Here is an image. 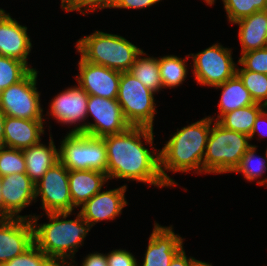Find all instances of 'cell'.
I'll return each instance as SVG.
<instances>
[{"instance_id":"1","label":"cell","mask_w":267,"mask_h":266,"mask_svg":"<svg viewBox=\"0 0 267 266\" xmlns=\"http://www.w3.org/2000/svg\"><path fill=\"white\" fill-rule=\"evenodd\" d=\"M153 129L130 126L124 132L102 137L107 149L108 180L127 179L159 188L169 187L160 173L159 149H154ZM145 144L151 145L152 151Z\"/></svg>"},{"instance_id":"2","label":"cell","mask_w":267,"mask_h":266,"mask_svg":"<svg viewBox=\"0 0 267 266\" xmlns=\"http://www.w3.org/2000/svg\"><path fill=\"white\" fill-rule=\"evenodd\" d=\"M72 212L46 213L48 223L38 224L42 215H24L33 225L34 244L54 262H73L77 249L83 245L93 227L80 212L75 219L65 220ZM68 259V260H67ZM71 259V260H70Z\"/></svg>"},{"instance_id":"3","label":"cell","mask_w":267,"mask_h":266,"mask_svg":"<svg viewBox=\"0 0 267 266\" xmlns=\"http://www.w3.org/2000/svg\"><path fill=\"white\" fill-rule=\"evenodd\" d=\"M211 131V116L182 127L169 138L162 150H159L160 173L169 186H177L166 171L203 174V159L208 137Z\"/></svg>"},{"instance_id":"4","label":"cell","mask_w":267,"mask_h":266,"mask_svg":"<svg viewBox=\"0 0 267 266\" xmlns=\"http://www.w3.org/2000/svg\"><path fill=\"white\" fill-rule=\"evenodd\" d=\"M75 45L85 61L121 73L129 72L137 56L143 51L120 35L99 30L78 39Z\"/></svg>"},{"instance_id":"5","label":"cell","mask_w":267,"mask_h":266,"mask_svg":"<svg viewBox=\"0 0 267 266\" xmlns=\"http://www.w3.org/2000/svg\"><path fill=\"white\" fill-rule=\"evenodd\" d=\"M211 119V131L208 137L203 159V173H231L239 165L241 157L252 146L250 137L228 130Z\"/></svg>"},{"instance_id":"6","label":"cell","mask_w":267,"mask_h":266,"mask_svg":"<svg viewBox=\"0 0 267 266\" xmlns=\"http://www.w3.org/2000/svg\"><path fill=\"white\" fill-rule=\"evenodd\" d=\"M58 148L59 161L68 170H95L106 173V144L101 137L68 133Z\"/></svg>"},{"instance_id":"7","label":"cell","mask_w":267,"mask_h":266,"mask_svg":"<svg viewBox=\"0 0 267 266\" xmlns=\"http://www.w3.org/2000/svg\"><path fill=\"white\" fill-rule=\"evenodd\" d=\"M155 94L131 73H121L117 101L131 126L154 128Z\"/></svg>"},{"instance_id":"8","label":"cell","mask_w":267,"mask_h":266,"mask_svg":"<svg viewBox=\"0 0 267 266\" xmlns=\"http://www.w3.org/2000/svg\"><path fill=\"white\" fill-rule=\"evenodd\" d=\"M36 69L31 70L18 83L0 91V110L9 117L28 120H46L38 92Z\"/></svg>"},{"instance_id":"9","label":"cell","mask_w":267,"mask_h":266,"mask_svg":"<svg viewBox=\"0 0 267 266\" xmlns=\"http://www.w3.org/2000/svg\"><path fill=\"white\" fill-rule=\"evenodd\" d=\"M189 56L193 59L195 81L202 86H218L236 74L237 64L233 61L231 48L223 47L220 43Z\"/></svg>"},{"instance_id":"10","label":"cell","mask_w":267,"mask_h":266,"mask_svg":"<svg viewBox=\"0 0 267 266\" xmlns=\"http://www.w3.org/2000/svg\"><path fill=\"white\" fill-rule=\"evenodd\" d=\"M69 170L56 162L35 184V199L41 196V205L46 213L73 212L69 189Z\"/></svg>"},{"instance_id":"11","label":"cell","mask_w":267,"mask_h":266,"mask_svg":"<svg viewBox=\"0 0 267 266\" xmlns=\"http://www.w3.org/2000/svg\"><path fill=\"white\" fill-rule=\"evenodd\" d=\"M93 117L94 123H84V134L105 137L124 132L131 125L125 119L117 99H107L89 95L87 118Z\"/></svg>"},{"instance_id":"12","label":"cell","mask_w":267,"mask_h":266,"mask_svg":"<svg viewBox=\"0 0 267 266\" xmlns=\"http://www.w3.org/2000/svg\"><path fill=\"white\" fill-rule=\"evenodd\" d=\"M88 100V93L79 85L69 87L52 99L50 111L47 112V115L52 116V118L54 117L57 120L56 122L63 125L76 124L77 126L69 131V133L84 134V123L80 124V122L87 120Z\"/></svg>"},{"instance_id":"13","label":"cell","mask_w":267,"mask_h":266,"mask_svg":"<svg viewBox=\"0 0 267 266\" xmlns=\"http://www.w3.org/2000/svg\"><path fill=\"white\" fill-rule=\"evenodd\" d=\"M78 65L79 74L75 78L88 95L117 99L121 72L89 63L81 56Z\"/></svg>"},{"instance_id":"14","label":"cell","mask_w":267,"mask_h":266,"mask_svg":"<svg viewBox=\"0 0 267 266\" xmlns=\"http://www.w3.org/2000/svg\"><path fill=\"white\" fill-rule=\"evenodd\" d=\"M3 219L24 218L20 212L36 202L35 183L26 173H13L1 177ZM35 200V201H34Z\"/></svg>"},{"instance_id":"15","label":"cell","mask_w":267,"mask_h":266,"mask_svg":"<svg viewBox=\"0 0 267 266\" xmlns=\"http://www.w3.org/2000/svg\"><path fill=\"white\" fill-rule=\"evenodd\" d=\"M33 244V225L30 219H0V265L23 254Z\"/></svg>"},{"instance_id":"16","label":"cell","mask_w":267,"mask_h":266,"mask_svg":"<svg viewBox=\"0 0 267 266\" xmlns=\"http://www.w3.org/2000/svg\"><path fill=\"white\" fill-rule=\"evenodd\" d=\"M126 191V184L119 188L102 190L81 205L79 212L92 226L103 220H114L128 204L125 198Z\"/></svg>"},{"instance_id":"17","label":"cell","mask_w":267,"mask_h":266,"mask_svg":"<svg viewBox=\"0 0 267 266\" xmlns=\"http://www.w3.org/2000/svg\"><path fill=\"white\" fill-rule=\"evenodd\" d=\"M183 240L180 235L175 234L172 225L164 227L154 223L141 266H169L183 248Z\"/></svg>"},{"instance_id":"18","label":"cell","mask_w":267,"mask_h":266,"mask_svg":"<svg viewBox=\"0 0 267 266\" xmlns=\"http://www.w3.org/2000/svg\"><path fill=\"white\" fill-rule=\"evenodd\" d=\"M27 27L20 25L4 9H0V56L11 57L24 62L28 67V55L32 43Z\"/></svg>"},{"instance_id":"19","label":"cell","mask_w":267,"mask_h":266,"mask_svg":"<svg viewBox=\"0 0 267 266\" xmlns=\"http://www.w3.org/2000/svg\"><path fill=\"white\" fill-rule=\"evenodd\" d=\"M45 120H28L6 116L4 121V147L24 150L41 141Z\"/></svg>"},{"instance_id":"20","label":"cell","mask_w":267,"mask_h":266,"mask_svg":"<svg viewBox=\"0 0 267 266\" xmlns=\"http://www.w3.org/2000/svg\"><path fill=\"white\" fill-rule=\"evenodd\" d=\"M68 179L71 201L76 208L100 192L108 181L106 173L95 170H69Z\"/></svg>"},{"instance_id":"21","label":"cell","mask_w":267,"mask_h":266,"mask_svg":"<svg viewBox=\"0 0 267 266\" xmlns=\"http://www.w3.org/2000/svg\"><path fill=\"white\" fill-rule=\"evenodd\" d=\"M233 24L239 25L241 54L267 47V10L255 12Z\"/></svg>"},{"instance_id":"22","label":"cell","mask_w":267,"mask_h":266,"mask_svg":"<svg viewBox=\"0 0 267 266\" xmlns=\"http://www.w3.org/2000/svg\"><path fill=\"white\" fill-rule=\"evenodd\" d=\"M22 151L26 163V174L35 184L59 161L58 149L51 134L48 146L40 142Z\"/></svg>"},{"instance_id":"23","label":"cell","mask_w":267,"mask_h":266,"mask_svg":"<svg viewBox=\"0 0 267 266\" xmlns=\"http://www.w3.org/2000/svg\"><path fill=\"white\" fill-rule=\"evenodd\" d=\"M214 88L222 89L220 101L218 103L219 114L217 115V118H215V116L211 117L214 121H217L223 114L241 107L256 104L251 97L250 92L244 87L243 81L237 74Z\"/></svg>"},{"instance_id":"24","label":"cell","mask_w":267,"mask_h":266,"mask_svg":"<svg viewBox=\"0 0 267 266\" xmlns=\"http://www.w3.org/2000/svg\"><path fill=\"white\" fill-rule=\"evenodd\" d=\"M265 108L262 104H252L223 114L217 122L228 130L250 136L258 114Z\"/></svg>"},{"instance_id":"25","label":"cell","mask_w":267,"mask_h":266,"mask_svg":"<svg viewBox=\"0 0 267 266\" xmlns=\"http://www.w3.org/2000/svg\"><path fill=\"white\" fill-rule=\"evenodd\" d=\"M147 54L142 51L136 58L135 63L129 70L145 87L158 93L163 89V84L159 72V57H143Z\"/></svg>"},{"instance_id":"26","label":"cell","mask_w":267,"mask_h":266,"mask_svg":"<svg viewBox=\"0 0 267 266\" xmlns=\"http://www.w3.org/2000/svg\"><path fill=\"white\" fill-rule=\"evenodd\" d=\"M189 58H180L175 55L159 57V72L163 88H174L183 84L188 70L186 61Z\"/></svg>"},{"instance_id":"27","label":"cell","mask_w":267,"mask_h":266,"mask_svg":"<svg viewBox=\"0 0 267 266\" xmlns=\"http://www.w3.org/2000/svg\"><path fill=\"white\" fill-rule=\"evenodd\" d=\"M256 149L257 146L252 145L241 157L239 165L233 171L235 173H242L245 180H248L249 182L262 177L267 171V154L265 152L266 158H261L256 155Z\"/></svg>"},{"instance_id":"28","label":"cell","mask_w":267,"mask_h":266,"mask_svg":"<svg viewBox=\"0 0 267 266\" xmlns=\"http://www.w3.org/2000/svg\"><path fill=\"white\" fill-rule=\"evenodd\" d=\"M236 74L243 81L254 102L267 107V74L245 70L243 67H237Z\"/></svg>"},{"instance_id":"29","label":"cell","mask_w":267,"mask_h":266,"mask_svg":"<svg viewBox=\"0 0 267 266\" xmlns=\"http://www.w3.org/2000/svg\"><path fill=\"white\" fill-rule=\"evenodd\" d=\"M34 69L35 68H31V66L28 67L20 60L0 56V91L8 88L10 85L18 83Z\"/></svg>"},{"instance_id":"30","label":"cell","mask_w":267,"mask_h":266,"mask_svg":"<svg viewBox=\"0 0 267 266\" xmlns=\"http://www.w3.org/2000/svg\"><path fill=\"white\" fill-rule=\"evenodd\" d=\"M222 2L230 23L255 12L267 10V0H222Z\"/></svg>"},{"instance_id":"31","label":"cell","mask_w":267,"mask_h":266,"mask_svg":"<svg viewBox=\"0 0 267 266\" xmlns=\"http://www.w3.org/2000/svg\"><path fill=\"white\" fill-rule=\"evenodd\" d=\"M13 173H26L23 151L15 148L0 147V176Z\"/></svg>"},{"instance_id":"32","label":"cell","mask_w":267,"mask_h":266,"mask_svg":"<svg viewBox=\"0 0 267 266\" xmlns=\"http://www.w3.org/2000/svg\"><path fill=\"white\" fill-rule=\"evenodd\" d=\"M53 262L49 256L33 244L23 254L0 266H50Z\"/></svg>"},{"instance_id":"33","label":"cell","mask_w":267,"mask_h":266,"mask_svg":"<svg viewBox=\"0 0 267 266\" xmlns=\"http://www.w3.org/2000/svg\"><path fill=\"white\" fill-rule=\"evenodd\" d=\"M239 65L245 70L267 74V47L251 50L241 54Z\"/></svg>"},{"instance_id":"34","label":"cell","mask_w":267,"mask_h":266,"mask_svg":"<svg viewBox=\"0 0 267 266\" xmlns=\"http://www.w3.org/2000/svg\"><path fill=\"white\" fill-rule=\"evenodd\" d=\"M108 266H137L135 256L127 250L115 249L106 254Z\"/></svg>"},{"instance_id":"35","label":"cell","mask_w":267,"mask_h":266,"mask_svg":"<svg viewBox=\"0 0 267 266\" xmlns=\"http://www.w3.org/2000/svg\"><path fill=\"white\" fill-rule=\"evenodd\" d=\"M119 0H86L76 11L83 15L95 12L97 9L115 8ZM87 12V13H86Z\"/></svg>"},{"instance_id":"36","label":"cell","mask_w":267,"mask_h":266,"mask_svg":"<svg viewBox=\"0 0 267 266\" xmlns=\"http://www.w3.org/2000/svg\"><path fill=\"white\" fill-rule=\"evenodd\" d=\"M161 0H119L115 8L124 9H145Z\"/></svg>"},{"instance_id":"37","label":"cell","mask_w":267,"mask_h":266,"mask_svg":"<svg viewBox=\"0 0 267 266\" xmlns=\"http://www.w3.org/2000/svg\"><path fill=\"white\" fill-rule=\"evenodd\" d=\"M266 123V124H265ZM262 124L263 126H265V130L264 128L262 129ZM267 107H265L259 114L258 116L256 117V120L254 122V126H253V129L251 131V134H250V141L251 139L255 136V133L258 132V135L262 136V137H266L267 136ZM261 129V130H260ZM263 131V132H262Z\"/></svg>"},{"instance_id":"38","label":"cell","mask_w":267,"mask_h":266,"mask_svg":"<svg viewBox=\"0 0 267 266\" xmlns=\"http://www.w3.org/2000/svg\"><path fill=\"white\" fill-rule=\"evenodd\" d=\"M81 266H108L106 254L90 253L83 259Z\"/></svg>"},{"instance_id":"39","label":"cell","mask_w":267,"mask_h":266,"mask_svg":"<svg viewBox=\"0 0 267 266\" xmlns=\"http://www.w3.org/2000/svg\"><path fill=\"white\" fill-rule=\"evenodd\" d=\"M195 260L194 257H188L184 250V247L175 255L169 266H191V263Z\"/></svg>"},{"instance_id":"40","label":"cell","mask_w":267,"mask_h":266,"mask_svg":"<svg viewBox=\"0 0 267 266\" xmlns=\"http://www.w3.org/2000/svg\"><path fill=\"white\" fill-rule=\"evenodd\" d=\"M86 0H61V7L66 12L76 11Z\"/></svg>"},{"instance_id":"41","label":"cell","mask_w":267,"mask_h":266,"mask_svg":"<svg viewBox=\"0 0 267 266\" xmlns=\"http://www.w3.org/2000/svg\"><path fill=\"white\" fill-rule=\"evenodd\" d=\"M6 115L0 110V147L4 146V121Z\"/></svg>"},{"instance_id":"42","label":"cell","mask_w":267,"mask_h":266,"mask_svg":"<svg viewBox=\"0 0 267 266\" xmlns=\"http://www.w3.org/2000/svg\"><path fill=\"white\" fill-rule=\"evenodd\" d=\"M191 266H212V264H210V263H206V262H202V261H200V260H197V259H195L192 263H191Z\"/></svg>"},{"instance_id":"43","label":"cell","mask_w":267,"mask_h":266,"mask_svg":"<svg viewBox=\"0 0 267 266\" xmlns=\"http://www.w3.org/2000/svg\"><path fill=\"white\" fill-rule=\"evenodd\" d=\"M1 176H0V219H3V202H2V196H1Z\"/></svg>"},{"instance_id":"44","label":"cell","mask_w":267,"mask_h":266,"mask_svg":"<svg viewBox=\"0 0 267 266\" xmlns=\"http://www.w3.org/2000/svg\"><path fill=\"white\" fill-rule=\"evenodd\" d=\"M267 149V148H266ZM266 154H267V150H266ZM257 184L258 185H266V187H267V178H263V179H261V180H258L257 181Z\"/></svg>"},{"instance_id":"45","label":"cell","mask_w":267,"mask_h":266,"mask_svg":"<svg viewBox=\"0 0 267 266\" xmlns=\"http://www.w3.org/2000/svg\"><path fill=\"white\" fill-rule=\"evenodd\" d=\"M50 266H68V262H53Z\"/></svg>"},{"instance_id":"46","label":"cell","mask_w":267,"mask_h":266,"mask_svg":"<svg viewBox=\"0 0 267 266\" xmlns=\"http://www.w3.org/2000/svg\"><path fill=\"white\" fill-rule=\"evenodd\" d=\"M203 1H205L210 6H212L215 3V0H203Z\"/></svg>"},{"instance_id":"47","label":"cell","mask_w":267,"mask_h":266,"mask_svg":"<svg viewBox=\"0 0 267 266\" xmlns=\"http://www.w3.org/2000/svg\"><path fill=\"white\" fill-rule=\"evenodd\" d=\"M68 266H74L72 262H68Z\"/></svg>"}]
</instances>
